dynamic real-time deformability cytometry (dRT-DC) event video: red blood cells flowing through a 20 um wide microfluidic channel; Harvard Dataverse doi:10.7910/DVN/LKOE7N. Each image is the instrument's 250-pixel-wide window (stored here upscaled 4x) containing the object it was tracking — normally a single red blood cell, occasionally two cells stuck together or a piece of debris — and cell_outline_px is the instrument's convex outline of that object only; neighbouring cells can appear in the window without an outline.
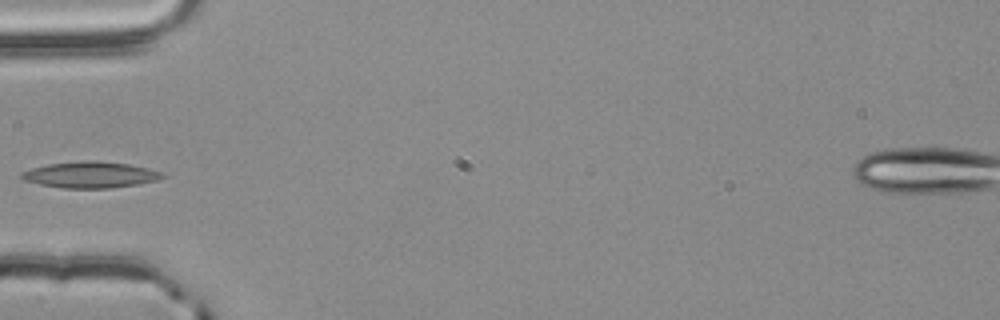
{"species": "common noctule bat (a hibernating species)", "species_latin": "Nyctalus noctula", "temperature_condition": "room temperature", "stored_images_in_passage": 1, "camera_frame_rate_fps": 3000, "um_per_image_px": 0.085, "animal": {"sex": "male", "body_mass_g": 20.4}, "frame": {"image": 1, "passage_image": 1, "time_ms": 0.0, "image_size_px": [1000, 320], "cell_outline_px": [[168, 176], [160, 180], [112, 188], [64, 188], [40, 184], [24, 180], [20, 176], [20, 172], [32, 168], [48, 164], [80, 160], [96, 160], [128, 164], [148, 168], [160, 172]], "centroid_in_image_um": [7.7, 14.85], "position_along_channel_um": 77.3, "area_um2": 21.62}}